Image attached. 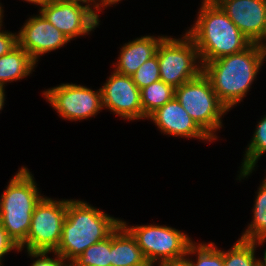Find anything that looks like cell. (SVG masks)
<instances>
[{"instance_id":"obj_26","label":"cell","mask_w":266,"mask_h":266,"mask_svg":"<svg viewBox=\"0 0 266 266\" xmlns=\"http://www.w3.org/2000/svg\"><path fill=\"white\" fill-rule=\"evenodd\" d=\"M0 25V57L10 52L18 45V33L2 30Z\"/></svg>"},{"instance_id":"obj_35","label":"cell","mask_w":266,"mask_h":266,"mask_svg":"<svg viewBox=\"0 0 266 266\" xmlns=\"http://www.w3.org/2000/svg\"><path fill=\"white\" fill-rule=\"evenodd\" d=\"M3 7H2V5H1V3H0V25L2 24V20H3V17H4V15H3V12H4V10L2 9Z\"/></svg>"},{"instance_id":"obj_3","label":"cell","mask_w":266,"mask_h":266,"mask_svg":"<svg viewBox=\"0 0 266 266\" xmlns=\"http://www.w3.org/2000/svg\"><path fill=\"white\" fill-rule=\"evenodd\" d=\"M121 223L86 201L67 199L61 240L55 251L69 264L88 247L104 240Z\"/></svg>"},{"instance_id":"obj_10","label":"cell","mask_w":266,"mask_h":266,"mask_svg":"<svg viewBox=\"0 0 266 266\" xmlns=\"http://www.w3.org/2000/svg\"><path fill=\"white\" fill-rule=\"evenodd\" d=\"M99 5L52 1L39 12L70 41L86 36L99 26Z\"/></svg>"},{"instance_id":"obj_1","label":"cell","mask_w":266,"mask_h":266,"mask_svg":"<svg viewBox=\"0 0 266 266\" xmlns=\"http://www.w3.org/2000/svg\"><path fill=\"white\" fill-rule=\"evenodd\" d=\"M264 61L263 49L251 43L243 51L203 63L202 73L229 112L246 97Z\"/></svg>"},{"instance_id":"obj_29","label":"cell","mask_w":266,"mask_h":266,"mask_svg":"<svg viewBox=\"0 0 266 266\" xmlns=\"http://www.w3.org/2000/svg\"><path fill=\"white\" fill-rule=\"evenodd\" d=\"M120 1L122 0H97V3L99 5V8L102 10V8L104 9V7L106 8L107 6L110 7L114 4L116 5Z\"/></svg>"},{"instance_id":"obj_23","label":"cell","mask_w":266,"mask_h":266,"mask_svg":"<svg viewBox=\"0 0 266 266\" xmlns=\"http://www.w3.org/2000/svg\"><path fill=\"white\" fill-rule=\"evenodd\" d=\"M190 255L197 256L196 261L189 258ZM186 257L193 266H224L223 250H219L214 242L207 244L206 242H192L188 247Z\"/></svg>"},{"instance_id":"obj_7","label":"cell","mask_w":266,"mask_h":266,"mask_svg":"<svg viewBox=\"0 0 266 266\" xmlns=\"http://www.w3.org/2000/svg\"><path fill=\"white\" fill-rule=\"evenodd\" d=\"M121 224L135 238L151 266L185 257L193 242L184 232L166 225L131 226L124 220H121Z\"/></svg>"},{"instance_id":"obj_28","label":"cell","mask_w":266,"mask_h":266,"mask_svg":"<svg viewBox=\"0 0 266 266\" xmlns=\"http://www.w3.org/2000/svg\"><path fill=\"white\" fill-rule=\"evenodd\" d=\"M158 266H193L191 261L185 256L180 259L166 261L158 264Z\"/></svg>"},{"instance_id":"obj_4","label":"cell","mask_w":266,"mask_h":266,"mask_svg":"<svg viewBox=\"0 0 266 266\" xmlns=\"http://www.w3.org/2000/svg\"><path fill=\"white\" fill-rule=\"evenodd\" d=\"M43 197L30 170L23 166L0 197V223L19 248L27 240L32 214Z\"/></svg>"},{"instance_id":"obj_11","label":"cell","mask_w":266,"mask_h":266,"mask_svg":"<svg viewBox=\"0 0 266 266\" xmlns=\"http://www.w3.org/2000/svg\"><path fill=\"white\" fill-rule=\"evenodd\" d=\"M100 89L103 108L124 118L123 120L147 119L141 107L140 89L131 76L113 71Z\"/></svg>"},{"instance_id":"obj_2","label":"cell","mask_w":266,"mask_h":266,"mask_svg":"<svg viewBox=\"0 0 266 266\" xmlns=\"http://www.w3.org/2000/svg\"><path fill=\"white\" fill-rule=\"evenodd\" d=\"M197 15L186 33L195 42L202 64L243 51L252 43L214 0H203Z\"/></svg>"},{"instance_id":"obj_31","label":"cell","mask_w":266,"mask_h":266,"mask_svg":"<svg viewBox=\"0 0 266 266\" xmlns=\"http://www.w3.org/2000/svg\"><path fill=\"white\" fill-rule=\"evenodd\" d=\"M28 3H32L34 5H39V8L46 6L47 4H49L50 2L54 1V0H24Z\"/></svg>"},{"instance_id":"obj_17","label":"cell","mask_w":266,"mask_h":266,"mask_svg":"<svg viewBox=\"0 0 266 266\" xmlns=\"http://www.w3.org/2000/svg\"><path fill=\"white\" fill-rule=\"evenodd\" d=\"M36 64L38 63L18 44L0 57V86L5 87L9 82L28 77Z\"/></svg>"},{"instance_id":"obj_8","label":"cell","mask_w":266,"mask_h":266,"mask_svg":"<svg viewBox=\"0 0 266 266\" xmlns=\"http://www.w3.org/2000/svg\"><path fill=\"white\" fill-rule=\"evenodd\" d=\"M67 213V199L43 197L36 205L26 242L20 251L55 252L61 240L62 227Z\"/></svg>"},{"instance_id":"obj_24","label":"cell","mask_w":266,"mask_h":266,"mask_svg":"<svg viewBox=\"0 0 266 266\" xmlns=\"http://www.w3.org/2000/svg\"><path fill=\"white\" fill-rule=\"evenodd\" d=\"M132 81L139 89L149 86L160 80L159 61L157 53L144 62L138 70L131 75Z\"/></svg>"},{"instance_id":"obj_27","label":"cell","mask_w":266,"mask_h":266,"mask_svg":"<svg viewBox=\"0 0 266 266\" xmlns=\"http://www.w3.org/2000/svg\"><path fill=\"white\" fill-rule=\"evenodd\" d=\"M12 250L20 252V248L9 237L8 233L0 223V266H3L2 259L4 258V255H6L8 252H11Z\"/></svg>"},{"instance_id":"obj_30","label":"cell","mask_w":266,"mask_h":266,"mask_svg":"<svg viewBox=\"0 0 266 266\" xmlns=\"http://www.w3.org/2000/svg\"><path fill=\"white\" fill-rule=\"evenodd\" d=\"M59 2H75V3H83L86 5H98L97 0H54Z\"/></svg>"},{"instance_id":"obj_21","label":"cell","mask_w":266,"mask_h":266,"mask_svg":"<svg viewBox=\"0 0 266 266\" xmlns=\"http://www.w3.org/2000/svg\"><path fill=\"white\" fill-rule=\"evenodd\" d=\"M112 233L94 243L74 259L70 266H111Z\"/></svg>"},{"instance_id":"obj_22","label":"cell","mask_w":266,"mask_h":266,"mask_svg":"<svg viewBox=\"0 0 266 266\" xmlns=\"http://www.w3.org/2000/svg\"><path fill=\"white\" fill-rule=\"evenodd\" d=\"M256 248L255 242L239 238L229 250L223 251L224 266H259Z\"/></svg>"},{"instance_id":"obj_15","label":"cell","mask_w":266,"mask_h":266,"mask_svg":"<svg viewBox=\"0 0 266 266\" xmlns=\"http://www.w3.org/2000/svg\"><path fill=\"white\" fill-rule=\"evenodd\" d=\"M165 36L146 35L125 43L120 49L114 71L131 76L148 59L156 54L158 44Z\"/></svg>"},{"instance_id":"obj_20","label":"cell","mask_w":266,"mask_h":266,"mask_svg":"<svg viewBox=\"0 0 266 266\" xmlns=\"http://www.w3.org/2000/svg\"><path fill=\"white\" fill-rule=\"evenodd\" d=\"M140 95L143 114L148 117L175 96V88L158 80L140 89Z\"/></svg>"},{"instance_id":"obj_9","label":"cell","mask_w":266,"mask_h":266,"mask_svg":"<svg viewBox=\"0 0 266 266\" xmlns=\"http://www.w3.org/2000/svg\"><path fill=\"white\" fill-rule=\"evenodd\" d=\"M98 90L94 91L80 84L62 83L46 89L43 96L61 118L80 122L95 117L99 111H102L101 89Z\"/></svg>"},{"instance_id":"obj_25","label":"cell","mask_w":266,"mask_h":266,"mask_svg":"<svg viewBox=\"0 0 266 266\" xmlns=\"http://www.w3.org/2000/svg\"><path fill=\"white\" fill-rule=\"evenodd\" d=\"M28 256L37 258L31 266H70V264L62 258L58 253L52 252L55 258L47 256L51 252L47 251H27ZM40 257V258H39Z\"/></svg>"},{"instance_id":"obj_14","label":"cell","mask_w":266,"mask_h":266,"mask_svg":"<svg viewBox=\"0 0 266 266\" xmlns=\"http://www.w3.org/2000/svg\"><path fill=\"white\" fill-rule=\"evenodd\" d=\"M147 119L152 121L163 134L190 139L197 138L210 143L213 141L191 118L175 96L151 113Z\"/></svg>"},{"instance_id":"obj_32","label":"cell","mask_w":266,"mask_h":266,"mask_svg":"<svg viewBox=\"0 0 266 266\" xmlns=\"http://www.w3.org/2000/svg\"><path fill=\"white\" fill-rule=\"evenodd\" d=\"M5 103V87L0 86V111H2Z\"/></svg>"},{"instance_id":"obj_33","label":"cell","mask_w":266,"mask_h":266,"mask_svg":"<svg viewBox=\"0 0 266 266\" xmlns=\"http://www.w3.org/2000/svg\"><path fill=\"white\" fill-rule=\"evenodd\" d=\"M257 44L263 49L266 46V26L262 38L257 42Z\"/></svg>"},{"instance_id":"obj_18","label":"cell","mask_w":266,"mask_h":266,"mask_svg":"<svg viewBox=\"0 0 266 266\" xmlns=\"http://www.w3.org/2000/svg\"><path fill=\"white\" fill-rule=\"evenodd\" d=\"M257 190L253 206V221L248 224L240 239L253 241L256 246L266 242V177Z\"/></svg>"},{"instance_id":"obj_19","label":"cell","mask_w":266,"mask_h":266,"mask_svg":"<svg viewBox=\"0 0 266 266\" xmlns=\"http://www.w3.org/2000/svg\"><path fill=\"white\" fill-rule=\"evenodd\" d=\"M257 123L251 141L247 145L245 154H243V162L241 164L240 174H238L239 178H237L239 181L251 175L260 157L266 153V115Z\"/></svg>"},{"instance_id":"obj_16","label":"cell","mask_w":266,"mask_h":266,"mask_svg":"<svg viewBox=\"0 0 266 266\" xmlns=\"http://www.w3.org/2000/svg\"><path fill=\"white\" fill-rule=\"evenodd\" d=\"M111 266H151L135 238L120 223L112 232Z\"/></svg>"},{"instance_id":"obj_5","label":"cell","mask_w":266,"mask_h":266,"mask_svg":"<svg viewBox=\"0 0 266 266\" xmlns=\"http://www.w3.org/2000/svg\"><path fill=\"white\" fill-rule=\"evenodd\" d=\"M175 97L198 126L216 140V131L223 127L221 119L228 109L219 101L203 73L175 88Z\"/></svg>"},{"instance_id":"obj_34","label":"cell","mask_w":266,"mask_h":266,"mask_svg":"<svg viewBox=\"0 0 266 266\" xmlns=\"http://www.w3.org/2000/svg\"><path fill=\"white\" fill-rule=\"evenodd\" d=\"M263 253H264L263 254L264 256L262 258L263 260L260 259L259 263H260L261 266H266V248H265V251Z\"/></svg>"},{"instance_id":"obj_13","label":"cell","mask_w":266,"mask_h":266,"mask_svg":"<svg viewBox=\"0 0 266 266\" xmlns=\"http://www.w3.org/2000/svg\"><path fill=\"white\" fill-rule=\"evenodd\" d=\"M238 29L257 43L266 26V0H214Z\"/></svg>"},{"instance_id":"obj_6","label":"cell","mask_w":266,"mask_h":266,"mask_svg":"<svg viewBox=\"0 0 266 266\" xmlns=\"http://www.w3.org/2000/svg\"><path fill=\"white\" fill-rule=\"evenodd\" d=\"M182 36L179 39L165 36L156 50L160 80L173 88L197 78L202 73V63L195 42L186 32Z\"/></svg>"},{"instance_id":"obj_12","label":"cell","mask_w":266,"mask_h":266,"mask_svg":"<svg viewBox=\"0 0 266 266\" xmlns=\"http://www.w3.org/2000/svg\"><path fill=\"white\" fill-rule=\"evenodd\" d=\"M70 40L40 12L26 20L18 32V44L37 63L40 56L60 49Z\"/></svg>"},{"instance_id":"obj_36","label":"cell","mask_w":266,"mask_h":266,"mask_svg":"<svg viewBox=\"0 0 266 266\" xmlns=\"http://www.w3.org/2000/svg\"><path fill=\"white\" fill-rule=\"evenodd\" d=\"M264 59H266V46L263 48Z\"/></svg>"}]
</instances>
